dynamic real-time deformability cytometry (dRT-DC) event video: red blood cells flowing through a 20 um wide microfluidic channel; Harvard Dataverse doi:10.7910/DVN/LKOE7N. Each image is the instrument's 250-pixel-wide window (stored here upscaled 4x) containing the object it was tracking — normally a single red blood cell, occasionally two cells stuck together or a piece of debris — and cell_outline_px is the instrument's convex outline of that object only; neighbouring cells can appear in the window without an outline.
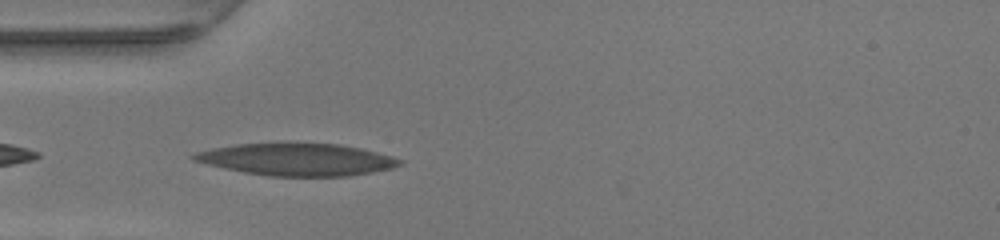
{"species": "human", "species_latin": "Homo sapiens", "temperature_condition": "warm", "stored_images_in_passage": 27, "camera_frame_rate_fps": 3000, "um_per_image_px": 0.085, "donor": {"sex": "female"}, "frame": {"image": 1, "passage_image": 1, "time_ms": 0.0, "image_size_px": [1000, 240], "cell_outline_px": [[404, 164], [392, 168], [372, 172], [348, 176], [272, 176], [244, 172], [224, 168], [192, 160], [188, 156], [196, 152], [212, 148], [236, 144], [284, 140], [288, 140], [340, 144], [360, 148], [392, 156], [404, 160]], "centroid_in_image_um": [25.23, 13.51], "position_along_channel_um": 59.8, "area_um2": 39.88}}
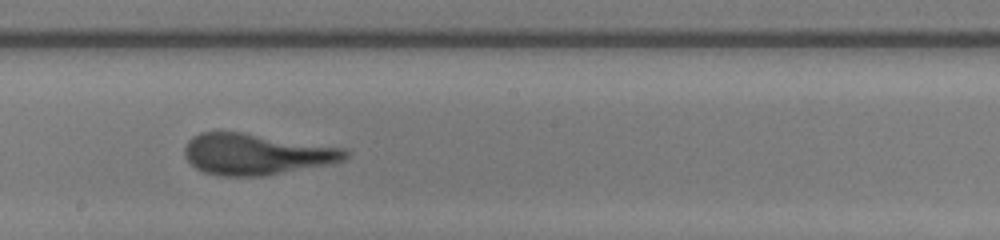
{"frame": {"image": 2, "passage_image": 13, "time_ms": 4.0, "image_size_px": [1000, 240], "cell_outline_px": [[348, 156], [344, 160], [264, 176], [220, 176], [204, 172], [196, 168], [184, 156], [184, 148], [188, 140], [192, 136], [200, 132], [240, 132], [344, 148], [348, 152]], "centroid_in_image_um": [21.71, 13.1], "position_along_channel_um": 226.5, "area_um2": 38.03}}
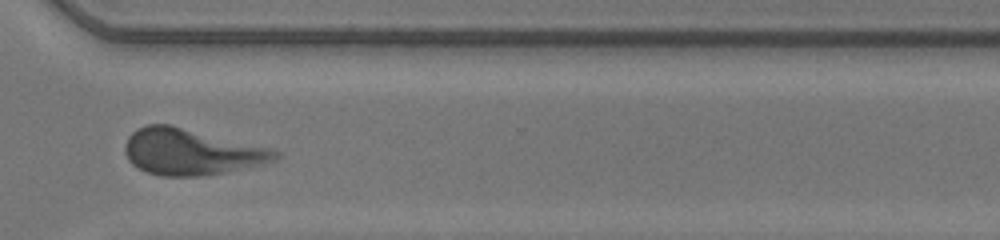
{"frame": {"image": 3, "passage_image": 22, "time_ms": 7.0, "image_size_px": [1000, 240], "cell_outline_px": [[280, 156], [276, 160], [264, 164], [220, 172], [196, 176], [160, 176], [148, 172], [132, 164], [128, 160], [124, 152], [124, 144], [128, 136], [132, 132], [148, 124], [172, 124], [268, 148], [280, 152]], "centroid_in_image_um": [16.2, 12.89], "position_along_channel_um": 354.4, "area_um2": 40.11}, "authors_computed_cell_mechanics": {"area_um2": 39.1884, "velocity_mm_per_s": 4.2332, "shape_relaxation_time_tau1_ms": 4.3549, "shape_relaxation_time_tau2_ms": 1.5342, "deformation_change_tau1": 0.2121, "deformation_change_tau2": 0.1235}}